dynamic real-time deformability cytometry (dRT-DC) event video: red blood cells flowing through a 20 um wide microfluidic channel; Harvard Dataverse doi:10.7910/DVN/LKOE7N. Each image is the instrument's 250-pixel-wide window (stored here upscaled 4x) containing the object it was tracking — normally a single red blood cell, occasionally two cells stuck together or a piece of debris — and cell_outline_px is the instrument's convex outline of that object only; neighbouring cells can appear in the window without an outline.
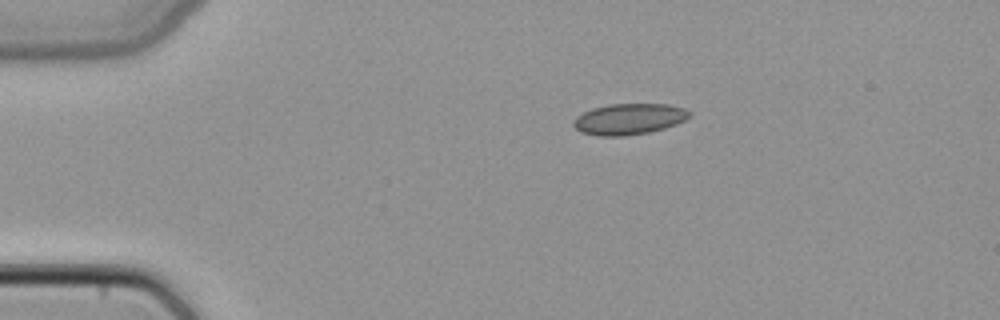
{"species": "common noctule bat (a hibernating species)", "species_latin": "Nyctalus noctula", "temperature_condition": "cold", "stored_images_in_passage": 40, "camera_frame_rate_fps": 3000, "um_per_image_px": 0.085, "animal": {"sex": "female", "body_mass_g": 22.7, "forearm_length_mm": 54.2}, "frame": {"image": 1, "passage_image": 1, "time_ms": 0.0, "image_size_px": [1000, 320], "cell_outline_px": [[692, 112], [684, 120], [676, 124], [664, 128], [648, 132], [624, 136], [600, 136], [580, 132], [572, 124], [572, 120], [576, 116], [592, 108], [608, 104], [668, 104], [684, 108]], "centroid_in_image_um": [53.43, 10.11], "position_along_channel_um": 31.6, "area_um2": 20.98}}
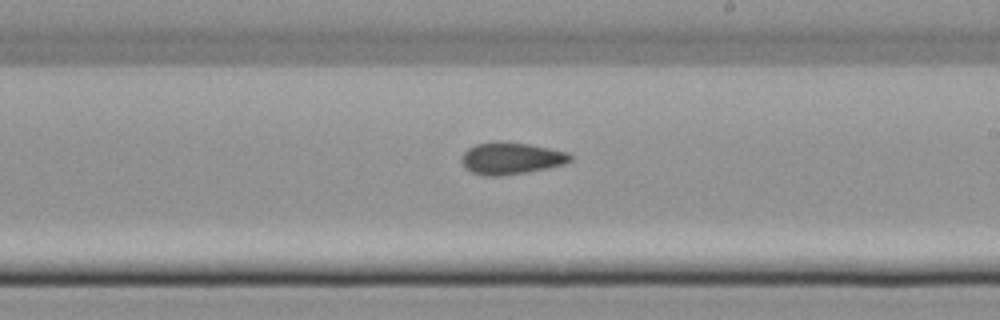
{"frame": {"image": 2, "passage_image": 20, "time_ms": 6.333, "image_size_px": [1000, 320], "cell_outline_px": [[572, 160], [564, 164], [548, 168], [528, 172], [500, 176], [484, 176], [472, 172], [464, 168], [460, 160], [464, 152], [468, 148], [476, 144], [496, 140], [500, 140], [528, 144], [568, 152], [572, 156]], "centroid_in_image_um": [43.41, 13.45], "position_along_channel_um": 245.6, "area_um2": 20.52}}
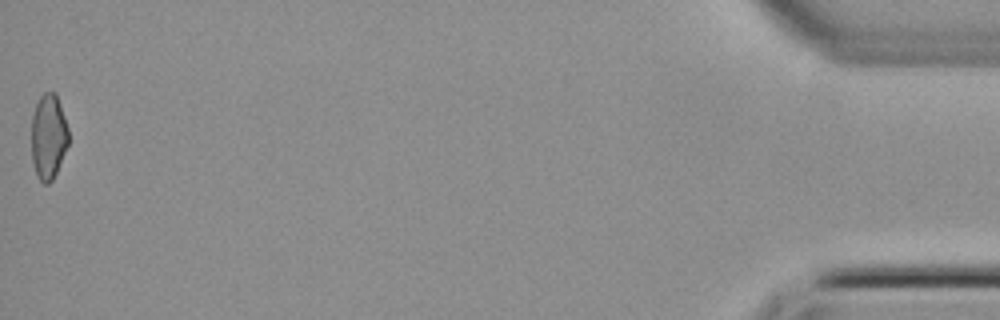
{"frame": {"image": 3, "passage_image": 40, "time_ms": 13.0, "image_size_px": [1000, 320], "cell_outline_px": [[68, 144], [56, 172], [52, 180], [48, 184], [44, 184], [36, 176], [32, 160], [32, 116], [36, 104], [40, 96], [44, 92], [56, 92], [68, 128]], "centroid_in_image_um": [4.11, 11.61], "position_along_channel_um": 431.1, "area_um2": 18.32}}